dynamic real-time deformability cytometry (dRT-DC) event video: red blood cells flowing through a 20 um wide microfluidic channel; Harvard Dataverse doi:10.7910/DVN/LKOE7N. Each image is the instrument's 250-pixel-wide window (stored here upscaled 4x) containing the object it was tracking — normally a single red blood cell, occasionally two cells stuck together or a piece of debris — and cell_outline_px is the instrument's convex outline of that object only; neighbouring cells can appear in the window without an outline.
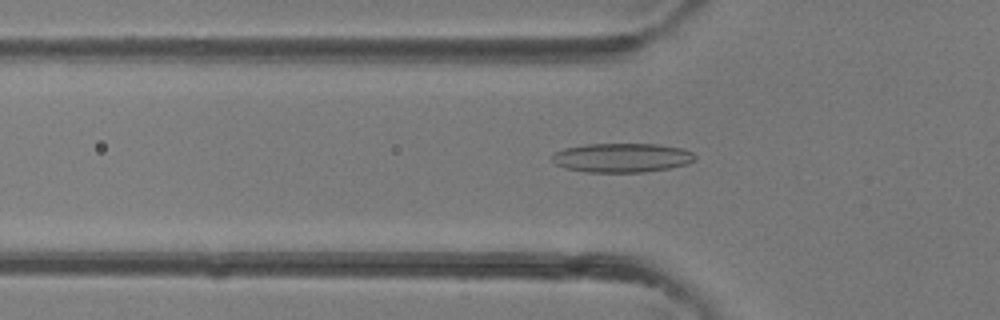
{"species": "common noctule bat (a hibernating species)", "species_latin": "Nyctalus noctula", "temperature_condition": "room temperature", "stored_images_in_passage": 40, "camera_frame_rate_fps": 3000, "um_per_image_px": 0.085, "animal": {"sex": "female"}, "frame": {"image": 1, "passage_image": 13, "time_ms": 4.0, "image_size_px": [1000, 320], "cell_outline_px": [[696, 160], [688, 164], [668, 168], [644, 172], [584, 172], [564, 168], [556, 164], [552, 160], [552, 152], [564, 148], [584, 144], [656, 144], [684, 148], [692, 152], [696, 156]], "centroid_in_image_um": [52.85, 13.4], "position_along_channel_um": 72.9, "area_um2": 24.57}}
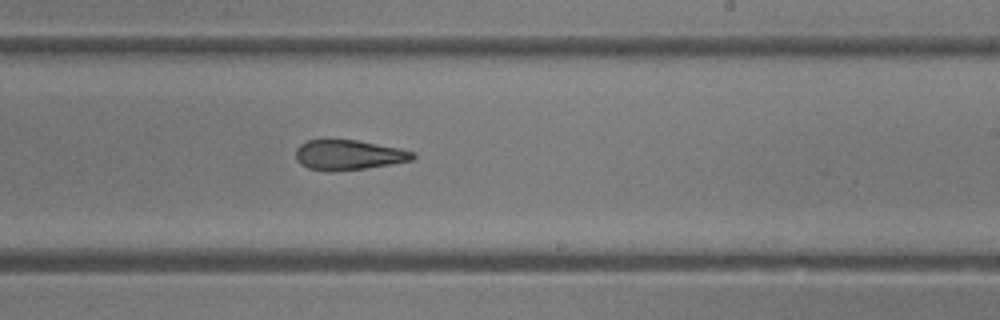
{"frame": {"image": 2, "passage_image": 24, "time_ms": 7.667, "image_size_px": [1000, 320], "cell_outline_px": [[416, 156], [412, 160], [392, 164], [364, 168], [332, 172], [328, 172], [308, 168], [300, 164], [296, 160], [296, 148], [300, 144], [308, 140], [356, 140], [400, 148], [416, 152]], "centroid_in_image_um": [29.63, 13.18], "position_along_channel_um": 259.4, "area_um2": 20.58}}
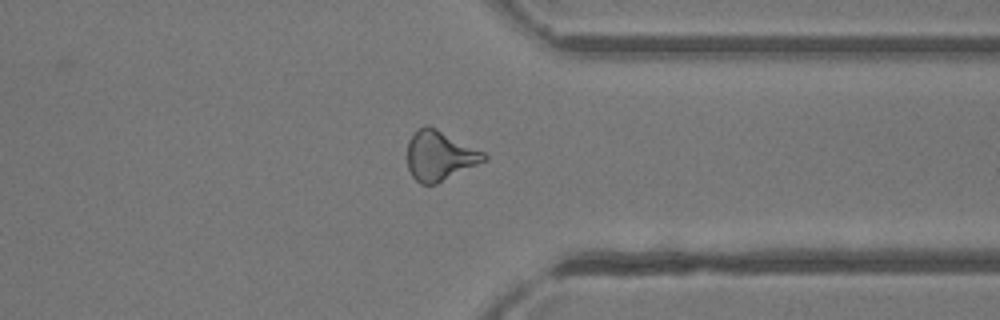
{"frame": {"image": 3, "passage_image": 31, "time_ms": 10.0, "image_size_px": [1000, 320], "cell_outline_px": [[488, 160], [436, 184], [420, 184], [412, 176], [408, 168], [408, 140], [424, 124], [428, 124], [484, 152], [488, 156]], "centroid_in_image_um": [37.39, 13.24], "position_along_channel_um": 374.0, "area_um2": 22.14}}